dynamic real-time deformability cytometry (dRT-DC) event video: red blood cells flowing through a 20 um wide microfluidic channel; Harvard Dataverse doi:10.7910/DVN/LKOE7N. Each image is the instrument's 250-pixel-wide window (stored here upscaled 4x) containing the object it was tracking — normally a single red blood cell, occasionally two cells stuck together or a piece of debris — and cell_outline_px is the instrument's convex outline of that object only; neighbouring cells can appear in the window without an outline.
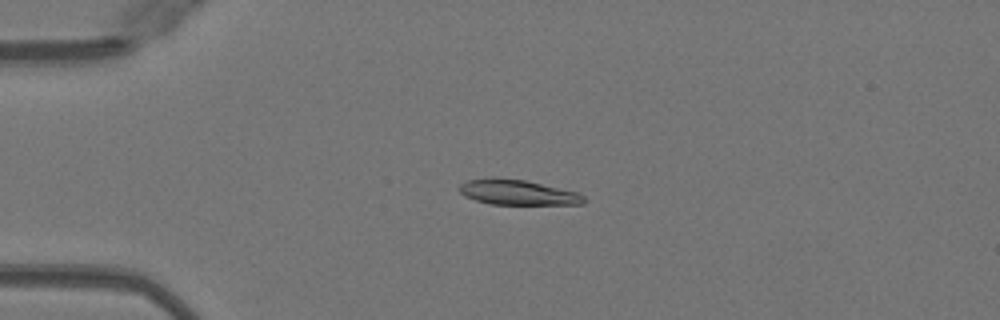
{"species": "Egyptian fruit bat (a non-hibernating species)", "species_latin": "Rousettus aegyptiacus", "temperature_condition": "warm", "stored_images_in_passage": 51, "camera_frame_rate_fps": 3000, "um_per_image_px": 0.085, "animal": {"sex": "female"}, "frame": {"image": 1, "passage_image": 12, "time_ms": 3.667, "image_size_px": [1000, 320], "cell_outline_px": [[588, 200], [584, 204], [492, 204], [476, 200], [464, 196], [456, 188], [460, 184], [468, 180], [492, 176], [524, 180], [576, 192], [584, 196]], "centroid_in_image_um": [43.95, 16.34], "position_along_channel_um": 41.1, "area_um2": 18.32}}
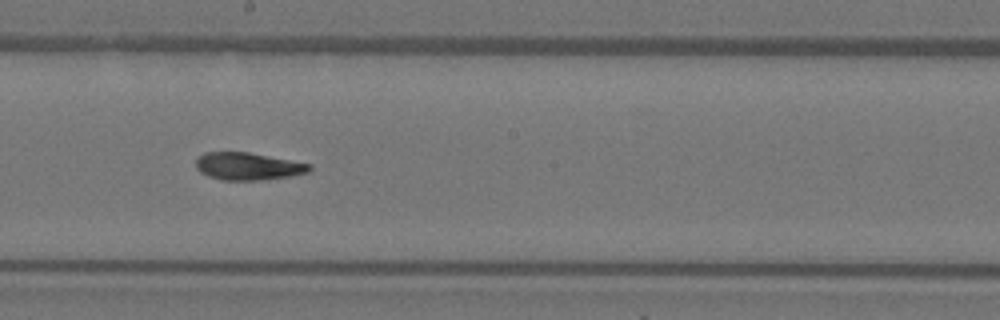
{"frame": {"image": 2, "passage_image": 28, "time_ms": 9.0, "image_size_px": [1000, 320], "cell_outline_px": [[312, 168], [308, 172], [288, 176], [260, 180], [220, 180], [208, 176], [200, 172], [196, 168], [196, 160], [204, 152], [248, 152], [312, 164]], "centroid_in_image_um": [21.06, 14.13], "position_along_channel_um": 227.1, "area_um2": 18.09}}
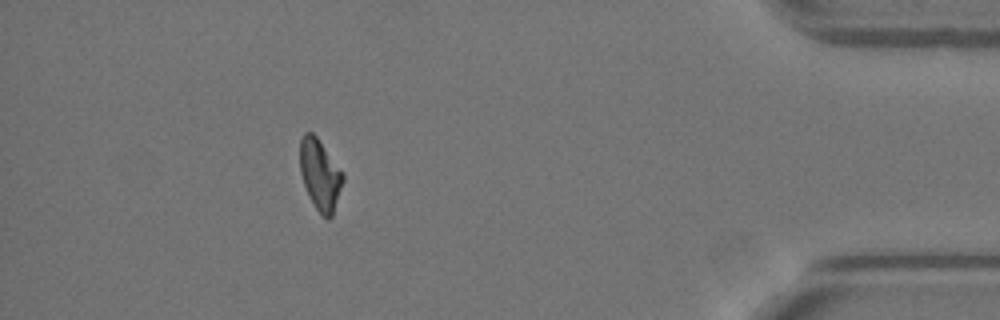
{"frame": {"image": 3, "passage_image": 45, "time_ms": 14.667, "image_size_px": [1000, 320], "cell_outline_px": [[344, 180], [332, 216], [328, 220], [316, 208], [304, 184], [300, 172], [300, 140], [304, 132], [312, 132], [316, 136], [344, 172]], "centroid_in_image_um": [27.22, 14.81], "position_along_channel_um": 408.0, "area_um2": 17.57}, "authors_computed_cell_mechanics": {"area_um2": 18.3804, "velocity_mm_per_s": 4.0625, "shape_relaxation_time_tau1_ms": 5.7249, "shape_relaxation_time_tau2_ms": 7.7797, "deformation_change_tau1": 0.2186, "deformation_change_tau2": 0.1104}}